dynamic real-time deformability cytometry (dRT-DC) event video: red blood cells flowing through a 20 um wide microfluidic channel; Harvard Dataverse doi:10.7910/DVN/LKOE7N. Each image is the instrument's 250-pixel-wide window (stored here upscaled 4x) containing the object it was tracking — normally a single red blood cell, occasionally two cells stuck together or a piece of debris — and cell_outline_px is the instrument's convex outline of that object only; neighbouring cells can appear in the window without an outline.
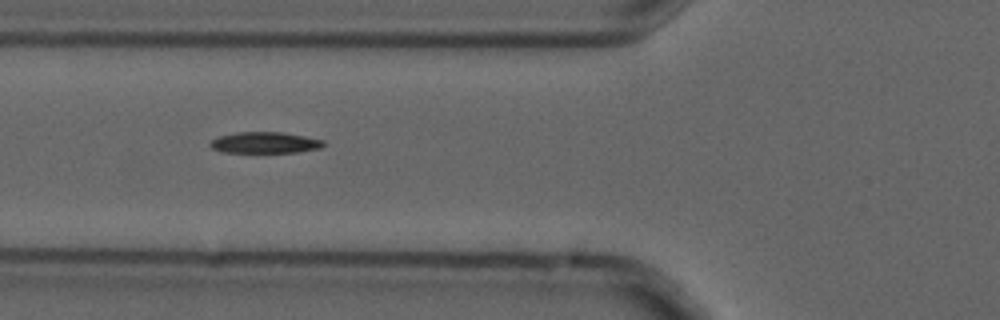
{"species": "common noctule bat (a hibernating species)", "species_latin": "Nyctalus noctula", "temperature_condition": "cold", "stored_images_in_passage": 2, "camera_frame_rate_fps": 3000, "um_per_image_px": 0.085, "animal": {"sex": "male", "forearm_length_mm": 52.5}, "frame": {"image": 1, "passage_image": 2, "time_ms": 0.333, "image_size_px": [1000, 320], "cell_outline_px": [[324, 144], [320, 148], [296, 152], [220, 152], [212, 148], [208, 144], [212, 140], [220, 136], [236, 132], [280, 132], [304, 136], [324, 140]], "centroid_in_image_um": [22.49, 12.12], "position_along_channel_um": 103.3, "area_um2": 13.87}}